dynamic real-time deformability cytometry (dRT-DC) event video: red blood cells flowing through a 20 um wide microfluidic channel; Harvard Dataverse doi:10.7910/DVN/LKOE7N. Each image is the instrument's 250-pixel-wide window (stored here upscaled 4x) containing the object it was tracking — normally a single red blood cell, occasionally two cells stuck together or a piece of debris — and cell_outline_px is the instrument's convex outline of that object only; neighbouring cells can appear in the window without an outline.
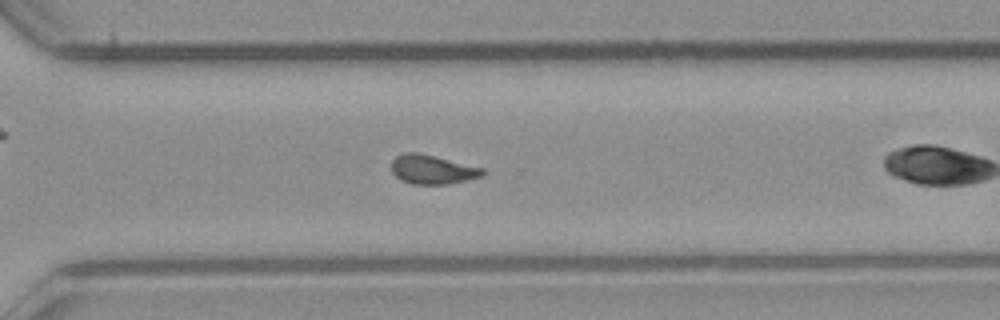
{"species": "common noctule bat (a hibernating species)", "species_latin": "Nyctalus noctula", "temperature_condition": "room temperature", "stored_images_in_passage": 28, "camera_frame_rate_fps": 3000, "um_per_image_px": 0.085, "animal": {"sex": "male", "body_mass_g": 23.1, "forearm_length_mm": 52.7}, "frame": {"image": 1, "passage_image": 24, "time_ms": 7.667, "image_size_px": [1000, 320], "cell_outline_px": [[484, 172], [480, 176], [448, 184], [412, 184], [400, 180], [392, 172], [392, 160], [396, 156], [408, 152], [416, 152], [484, 168]], "centroid_in_image_um": [36.7, 14.41], "position_along_channel_um": 333.9, "area_um2": 15.14}}